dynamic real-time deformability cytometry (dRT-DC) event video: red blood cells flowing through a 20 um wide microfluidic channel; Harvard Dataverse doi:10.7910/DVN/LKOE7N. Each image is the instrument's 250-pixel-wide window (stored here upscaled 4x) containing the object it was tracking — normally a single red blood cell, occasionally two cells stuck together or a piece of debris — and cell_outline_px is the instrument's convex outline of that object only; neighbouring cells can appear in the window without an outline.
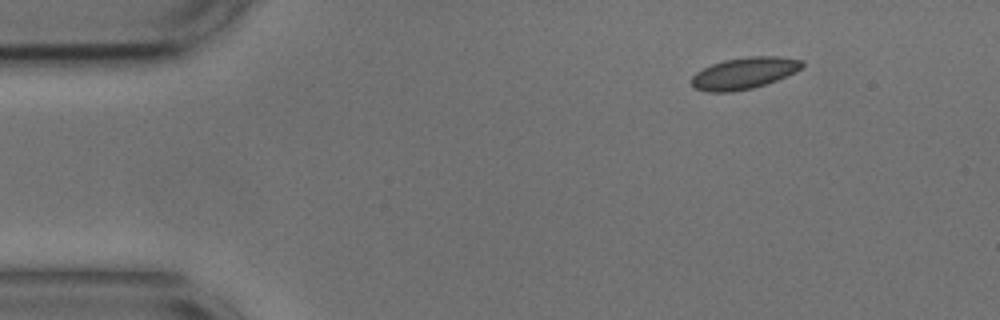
{"species": "common noctule bat (a hibernating species)", "species_latin": "Nyctalus noctula", "temperature_condition": "cold", "stored_images_in_passage": 49, "camera_frame_rate_fps": 3000, "um_per_image_px": 0.085, "animal": {"sex": "male", "body_mass_g": 17.9, "forearm_length_mm": 54.2}, "frame": {"image": 1, "passage_image": 1, "time_ms": 0.0, "image_size_px": [1000, 320], "cell_outline_px": [[804, 64], [796, 72], [776, 80], [752, 88], [732, 92], [708, 92], [696, 88], [692, 84], [692, 76], [696, 72], [712, 64], [724, 60], [748, 56], [776, 56], [804, 60]], "centroid_in_image_um": [63.26, 6.21], "position_along_channel_um": 21.7, "area_um2": 20.23}}
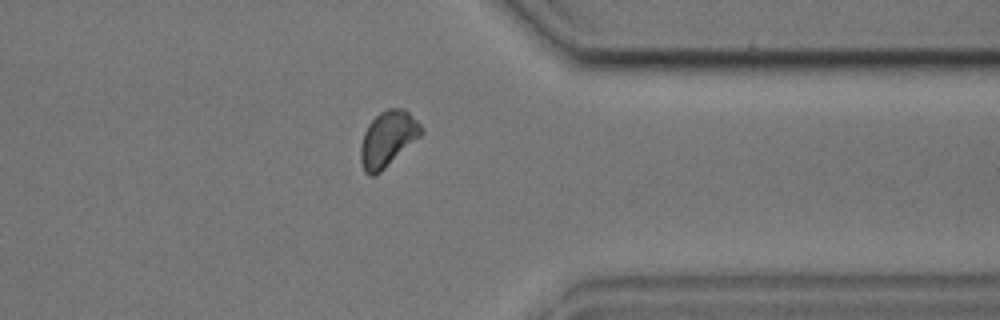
{"frame": {"image": 2, "passage_image": 37, "time_ms": 12.0, "image_size_px": [1000, 320], "cell_outline_px": [[424, 132], [420, 136], [376, 176], [368, 176], [364, 172], [360, 160], [360, 144], [364, 132], [368, 124], [380, 112], [388, 108], [404, 108], [424, 128]], "centroid_in_image_um": [32.94, 11.81], "position_along_channel_um": 378.5, "area_um2": 19.65}}
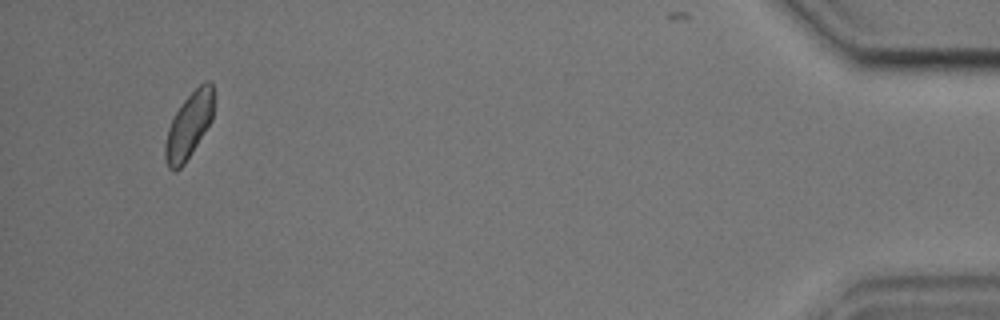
{"frame": {"image": 3, "passage_image": 46, "time_ms": 15.0, "image_size_px": [1000, 320], "cell_outline_px": [[216, 96], [212, 120], [192, 152], [184, 164], [176, 172], [168, 168], [164, 156], [164, 144], [168, 128], [180, 104], [200, 84], [208, 80], [212, 84]], "centroid_in_image_um": [16.08, 10.65], "position_along_channel_um": 419.1, "area_um2": 18.84}, "authors_computed_cell_mechanics": {"area_um2": 19.4208, "velocity_mm_per_s": 3.6339, "shape_relaxation_time_tau1_ms": null, "shape_relaxation_time_tau2_ms": 1.9048, "deformation_change_tau1": null, "deformation_change_tau2": 0.0634}}